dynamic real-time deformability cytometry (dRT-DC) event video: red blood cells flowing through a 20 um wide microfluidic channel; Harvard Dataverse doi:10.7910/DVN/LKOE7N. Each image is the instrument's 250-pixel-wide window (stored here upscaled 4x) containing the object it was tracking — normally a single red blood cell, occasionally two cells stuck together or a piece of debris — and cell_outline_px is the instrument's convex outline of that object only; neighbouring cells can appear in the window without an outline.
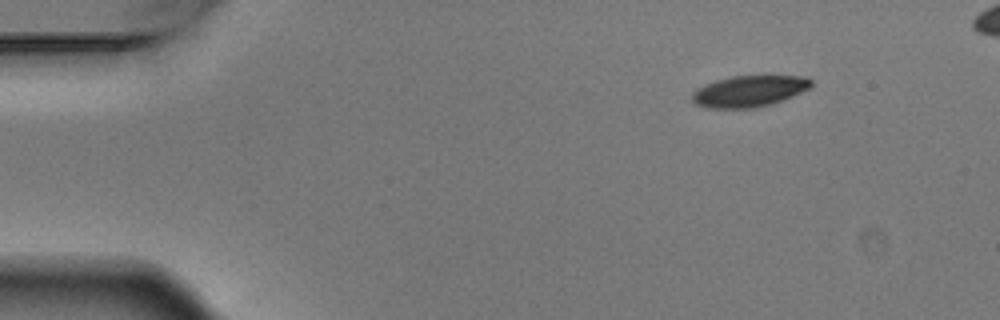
{"species": "Egyptian fruit bat (a non-hibernating species)", "species_latin": "Rousettus aegyptiacus", "temperature_condition": "warm", "stored_images_in_passage": 4, "camera_frame_rate_fps": 3000, "um_per_image_px": 0.085, "animal": {"sex": "male"}, "frame": {"image": 1, "passage_image": 1, "time_ms": 0.0, "image_size_px": [1000, 320], "cell_outline_px": [[812, 84], [808, 88], [792, 96], [772, 104], [752, 108], [708, 108], [696, 104], [692, 100], [692, 92], [696, 88], [716, 80], [732, 76], [808, 76], [812, 80]], "centroid_in_image_um": [63.66, 7.75], "position_along_channel_um": 21.3, "area_um2": 21.62}}